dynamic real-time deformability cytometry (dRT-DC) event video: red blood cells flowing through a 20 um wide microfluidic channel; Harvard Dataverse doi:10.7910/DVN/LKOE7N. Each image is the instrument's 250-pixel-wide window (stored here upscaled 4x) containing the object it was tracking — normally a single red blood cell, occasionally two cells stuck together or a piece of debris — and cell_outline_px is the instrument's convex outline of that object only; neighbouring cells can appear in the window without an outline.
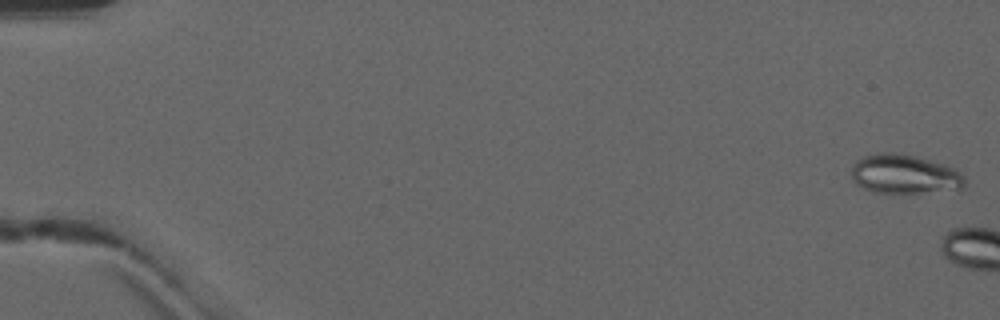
{"species": "common noctule bat (a hibernating species)", "species_latin": "Nyctalus noctula", "temperature_condition": "warm", "stored_images_in_passage": 5, "camera_frame_rate_fps": 3000, "um_per_image_px": 0.085, "animal": {"sex": "male", "forearm_length_mm": 52.5}, "frame": {"image": 1, "passage_image": 1, "time_ms": 0.0, "image_size_px": [1000, 320], "cell_outline_px": [[964, 184], [960, 188], [920, 192], [872, 192], [856, 184], [852, 180], [852, 164], [856, 160], [864, 156], [880, 152], [892, 152], [916, 156], [944, 164], [956, 168], [964, 176]], "centroid_in_image_um": [76.83, 14.78], "position_along_channel_um": 8.2, "area_um2": 25.66}}